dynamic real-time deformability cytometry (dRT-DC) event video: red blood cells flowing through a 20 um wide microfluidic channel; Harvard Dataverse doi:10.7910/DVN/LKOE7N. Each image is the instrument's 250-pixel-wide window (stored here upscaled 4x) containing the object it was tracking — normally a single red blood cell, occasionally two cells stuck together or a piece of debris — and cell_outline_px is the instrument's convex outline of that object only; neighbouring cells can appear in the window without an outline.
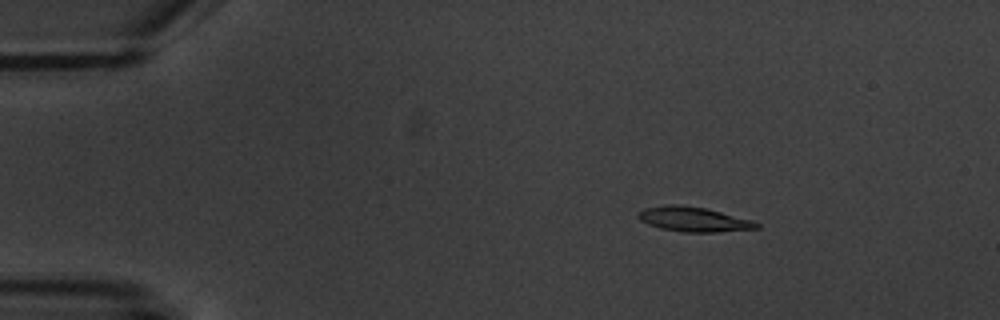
{"species": "common noctule bat (a hibernating species)", "species_latin": "Nyctalus noctula", "temperature_condition": "warm", "stored_images_in_passage": 7, "camera_frame_rate_fps": 3000, "um_per_image_px": 0.085, "animal": {"sex": "male", "body_mass_g": 20.1, "forearm_length_mm": 53.5}, "frame": {"image": 1, "passage_image": 3, "time_ms": 2.333, "image_size_px": [1000, 320], "cell_outline_px": [[760, 228], [716, 232], [684, 232], [660, 228], [648, 224], [640, 220], [640, 212], [644, 208], [664, 204], [680, 204], [704, 208], [752, 220], [760, 224]], "centroid_in_image_um": [58.96, 18.64], "position_along_channel_um": 26.0, "area_um2": 16.88}}
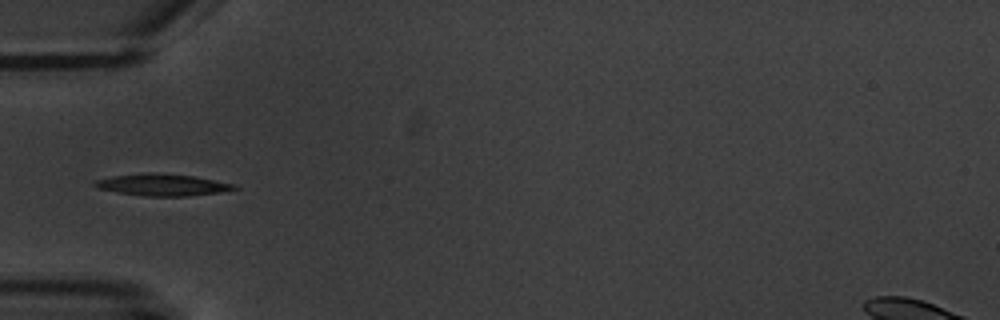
{"frame": {"image": 2, "passage_image": 6, "time_ms": 5.667, "image_size_px": [1000, 320], "cell_outline_px": [[240, 188], [220, 192], [188, 196], [144, 196], [96, 188], [92, 184], [96, 180], [112, 176], [144, 172], [152, 172], [196, 176], [236, 184]], "centroid_in_image_um": [13.83, 15.7], "position_along_channel_um": 71.2, "area_um2": 17.86}}